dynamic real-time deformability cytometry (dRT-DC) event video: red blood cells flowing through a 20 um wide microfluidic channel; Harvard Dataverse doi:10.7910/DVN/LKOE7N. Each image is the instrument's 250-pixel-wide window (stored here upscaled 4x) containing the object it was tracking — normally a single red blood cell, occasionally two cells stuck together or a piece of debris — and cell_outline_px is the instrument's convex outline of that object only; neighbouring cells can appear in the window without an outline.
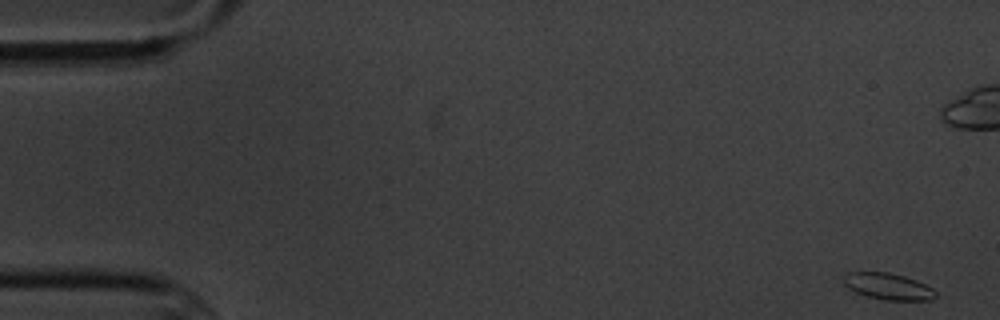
{"species": "common noctule bat (a hibernating species)", "species_latin": "Nyctalus noctula", "temperature_condition": "cold", "stored_images_in_passage": 6, "camera_frame_rate_fps": 3000, "um_per_image_px": 0.085, "animal": {"sex": "male", "body_mass_g": 20.1, "forearm_length_mm": 53.5}, "frame": {"image": 1, "passage_image": 1, "time_ms": 0.0, "image_size_px": [1000, 320], "cell_outline_px": [[936, 296], [932, 300], [884, 300], [868, 296], [856, 292], [848, 288], [844, 284], [840, 276], [848, 272], [888, 272], [904, 276], [916, 280], [932, 288], [936, 292]], "centroid_in_image_um": [75.45, 24.33], "position_along_channel_um": 9.5, "area_um2": 14.28}}
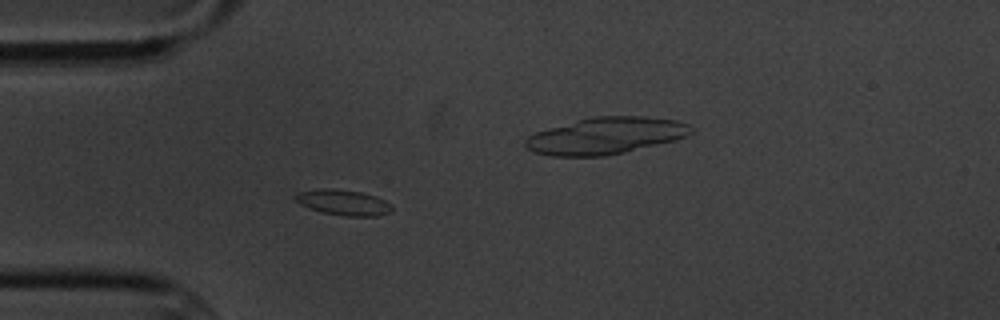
{"frame": {"image": 2, "passage_image": 5, "time_ms": 5.0, "image_size_px": [1000, 320], "cell_outline_px": [[392, 212], [376, 216], [344, 216], [324, 212], [308, 208], [300, 204], [292, 196], [296, 192], [316, 188], [332, 188], [360, 192], [376, 196], [392, 204]], "centroid_in_image_um": [29.16, 17.2], "position_along_channel_um": 55.8, "area_um2": 14.57}}